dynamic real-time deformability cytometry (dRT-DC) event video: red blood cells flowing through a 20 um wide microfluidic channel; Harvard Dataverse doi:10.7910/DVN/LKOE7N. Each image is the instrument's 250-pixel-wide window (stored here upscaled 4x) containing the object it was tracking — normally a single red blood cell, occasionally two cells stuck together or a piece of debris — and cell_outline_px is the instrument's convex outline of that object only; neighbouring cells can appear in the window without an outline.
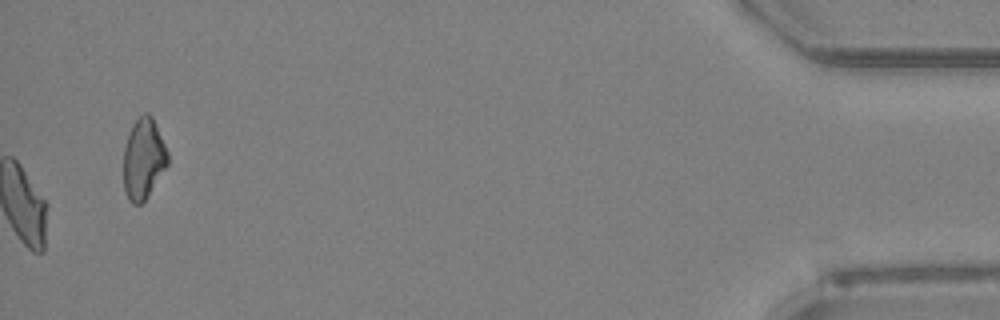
{"species": "Egyptian fruit bat (a non-hibernating species)", "species_latin": "Rousettus aegyptiacus", "temperature_condition": "room temperature", "stored_images_in_passage": 51, "camera_frame_rate_fps": 3000, "um_per_image_px": 0.085, "animal": {"sex": "female"}, "frame": {"image": 1, "passage_image": 51, "time_ms": 16.667, "image_size_px": [1000, 320], "cell_outline_px": [[168, 164], [148, 196], [140, 204], [132, 204], [128, 200], [124, 192], [124, 148], [132, 124], [144, 112], [148, 112], [152, 116], [168, 152]], "centroid_in_image_um": [12.19, 13.51], "position_along_channel_um": 423.0, "area_um2": 20.75}, "authors_computed_cell_mechanics": {"area_um2": 23.1778, "velocity_mm_per_s": 3.9771, "shape_relaxation_time_tau1_ms": null, "shape_relaxation_time_tau2_ms": 2.014, "deformation_change_tau1": null, "deformation_change_tau2": 0.0865}}